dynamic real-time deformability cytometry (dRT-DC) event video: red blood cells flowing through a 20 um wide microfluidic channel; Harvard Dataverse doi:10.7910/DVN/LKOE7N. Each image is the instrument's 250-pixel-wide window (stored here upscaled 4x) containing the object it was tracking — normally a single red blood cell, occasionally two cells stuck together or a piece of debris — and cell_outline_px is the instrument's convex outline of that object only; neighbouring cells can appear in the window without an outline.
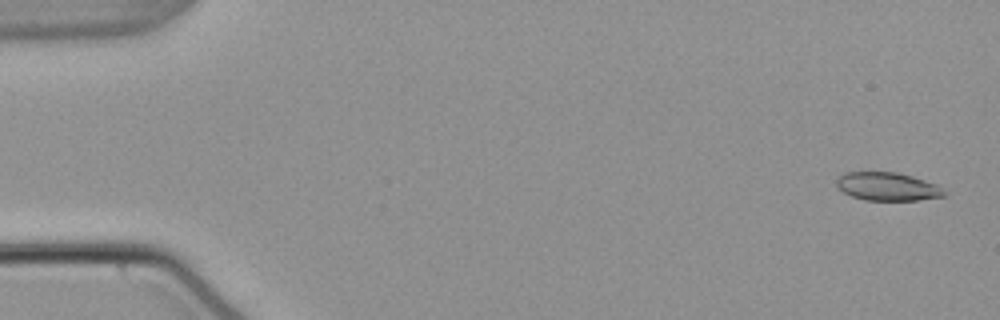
{"species": "common noctule bat (a hibernating species)", "species_latin": "Nyctalus noctula", "temperature_condition": "warm", "stored_images_in_passage": 54, "camera_frame_rate_fps": 3000, "um_per_image_px": 0.085, "animal": {"sex": "male", "body_mass_g": 21.5, "forearm_length_mm": 52.0}, "frame": {"image": 1, "passage_image": 2, "time_ms": 0.333, "image_size_px": [1000, 320], "cell_outline_px": [[944, 196], [920, 200], [864, 200], [852, 196], [836, 188], [836, 180], [844, 172], [896, 172], [912, 176], [936, 184], [944, 192]], "centroid_in_image_um": [75.39, 15.85], "position_along_channel_um": 9.6, "area_um2": 17.63}}
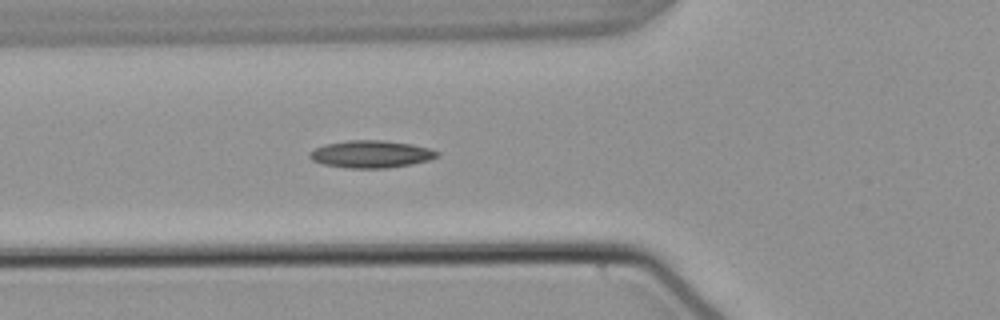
{"frame": {"image": 2, "passage_image": 20, "time_ms": 6.333, "image_size_px": [1000, 320], "cell_outline_px": [[440, 156], [428, 160], [412, 164], [388, 168], [348, 168], [324, 164], [312, 160], [308, 156], [308, 152], [324, 144], [348, 140], [384, 140], [412, 144], [428, 148], [440, 152]], "centroid_in_image_um": [31.54, 13.1], "position_along_channel_um": 94.3, "area_um2": 20.4}}
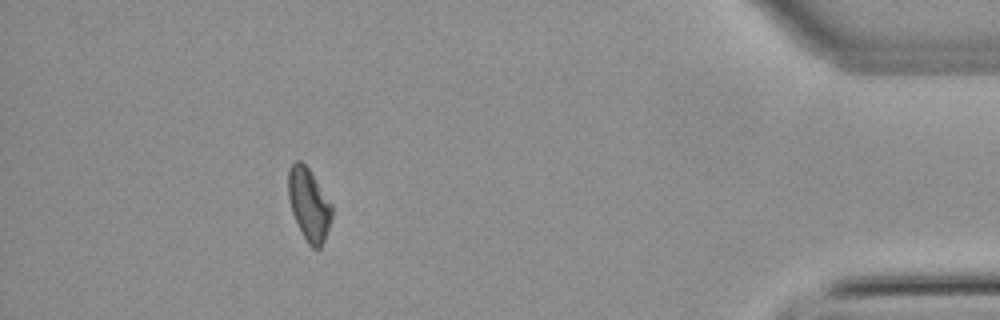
{"frame": {"image": 3, "passage_image": 49, "time_ms": 16.0, "image_size_px": [1000, 320], "cell_outline_px": [[332, 216], [324, 240], [320, 248], [312, 248], [308, 244], [292, 212], [288, 196], [288, 168], [296, 160], [300, 160], [308, 168], [332, 204]], "centroid_in_image_um": [26.25, 17.35], "position_along_channel_um": 409.0, "area_um2": 18.09}, "authors_computed_cell_mechanics": {"area_um2": 18.6116, "velocity_mm_per_s": 3.8174, "shape_relaxation_time_tau1_ms": null, "shape_relaxation_time_tau2_ms": 8.1309, "deformation_change_tau1": null, "deformation_change_tau2": 0.1769}}